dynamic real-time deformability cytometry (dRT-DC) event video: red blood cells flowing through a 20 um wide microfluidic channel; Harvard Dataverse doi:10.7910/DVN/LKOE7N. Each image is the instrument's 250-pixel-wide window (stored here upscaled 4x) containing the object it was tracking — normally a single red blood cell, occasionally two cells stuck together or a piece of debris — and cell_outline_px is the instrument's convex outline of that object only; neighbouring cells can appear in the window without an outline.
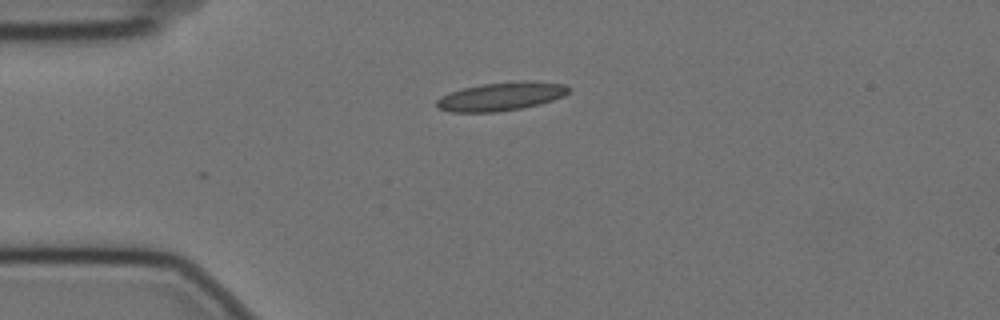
{"species": "Egyptian fruit bat (a non-hibernating species)", "species_latin": "Rousettus aegyptiacus", "temperature_condition": "cold", "stored_images_in_passage": 4, "camera_frame_rate_fps": 3000, "um_per_image_px": 0.085, "animal": {"sex": "female"}, "frame": {"image": 1, "passage_image": 1, "time_ms": 0.0, "image_size_px": [1000, 320], "cell_outline_px": [[572, 88], [564, 96], [540, 104], [520, 108], [496, 112], [452, 112], [440, 108], [436, 104], [436, 100], [452, 92], [464, 88], [484, 84], [564, 84]], "centroid_in_image_um": [42.55, 8.26], "position_along_channel_um": 42.5, "area_um2": 20.4}}